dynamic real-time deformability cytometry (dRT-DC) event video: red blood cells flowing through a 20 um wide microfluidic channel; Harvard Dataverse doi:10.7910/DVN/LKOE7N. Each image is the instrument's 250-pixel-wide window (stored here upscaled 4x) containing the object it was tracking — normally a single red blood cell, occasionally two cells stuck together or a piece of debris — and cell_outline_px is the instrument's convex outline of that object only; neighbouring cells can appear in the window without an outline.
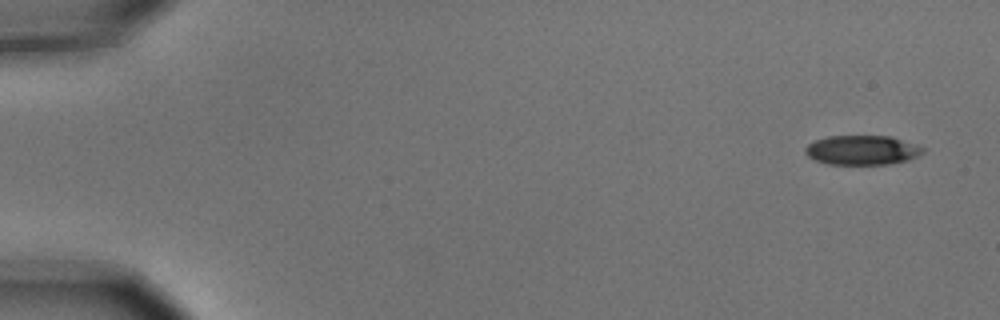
{"species": "common noctule bat (a hibernating species)", "species_latin": "Nyctalus noctula", "temperature_condition": "cold", "stored_images_in_passage": 5, "camera_frame_rate_fps": 3000, "um_per_image_px": 0.085, "animal": {"sex": "male", "body_mass_g": 15.6}, "frame": {"image": 1, "passage_image": 1, "time_ms": 0.0, "image_size_px": [1000, 320], "cell_outline_px": [[924, 152], [920, 156], [908, 160], [888, 164], [828, 164], [816, 160], [808, 156], [804, 152], [804, 148], [808, 144], [816, 140], [828, 136], [892, 136], [924, 148]], "centroid_in_image_um": [73.28, 12.76], "position_along_channel_um": 11.7, "area_um2": 20.17}}
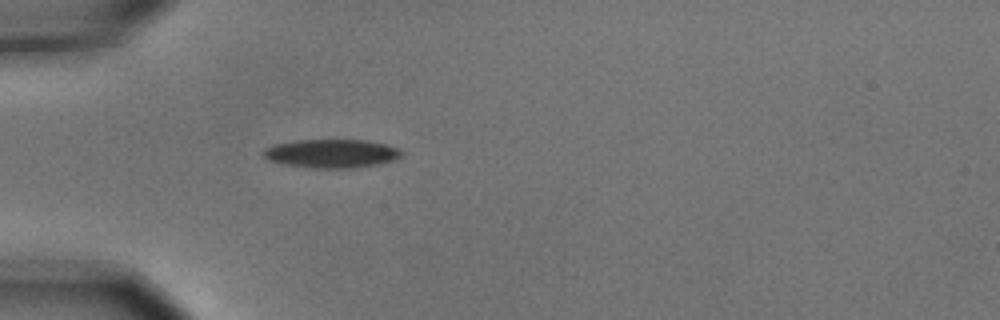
{"frame": {"image": 2, "passage_image": 5, "time_ms": 1.333, "image_size_px": [1000, 320], "cell_outline_px": [[404, 152], [396, 160], [356, 168], [312, 168], [284, 164], [268, 160], [264, 156], [264, 148], [276, 144], [296, 140], [368, 140], [388, 144], [400, 148]], "centroid_in_image_um": [28.24, 13.04], "position_along_channel_um": 56.8, "area_um2": 23.18}}